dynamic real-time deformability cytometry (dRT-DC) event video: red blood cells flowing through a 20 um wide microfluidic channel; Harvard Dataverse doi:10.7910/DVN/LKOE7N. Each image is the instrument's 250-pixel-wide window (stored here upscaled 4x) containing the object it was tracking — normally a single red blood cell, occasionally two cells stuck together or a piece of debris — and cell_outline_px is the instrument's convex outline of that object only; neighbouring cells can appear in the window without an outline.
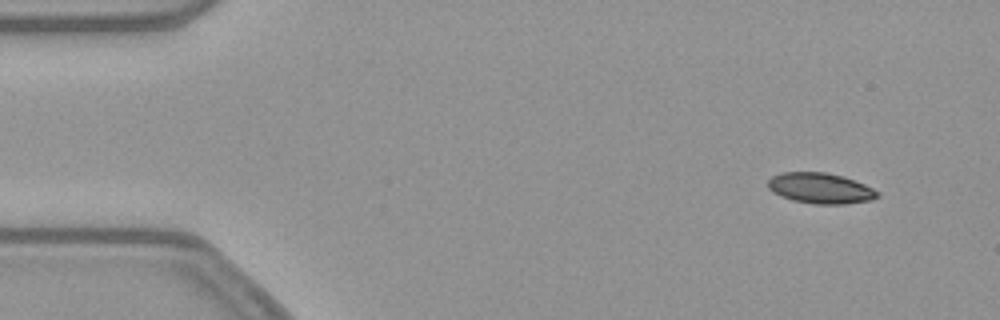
{"species": "common noctule bat (a hibernating species)", "species_latin": "Nyctalus noctula", "temperature_condition": "warm", "stored_images_in_passage": 50, "camera_frame_rate_fps": 3000, "um_per_image_px": 0.085, "animal": {"sex": "female", "body_mass_g": 21.9}, "frame": {"image": 1, "passage_image": 2, "time_ms": 0.333, "image_size_px": [1000, 320], "cell_outline_px": [[880, 196], [872, 200], [844, 204], [816, 204], [792, 200], [772, 192], [768, 188], [768, 180], [772, 176], [784, 172], [824, 172], [844, 176], [864, 184], [880, 192]], "centroid_in_image_um": [69.75, 16.0], "position_along_channel_um": 15.2, "area_um2": 19.59}}
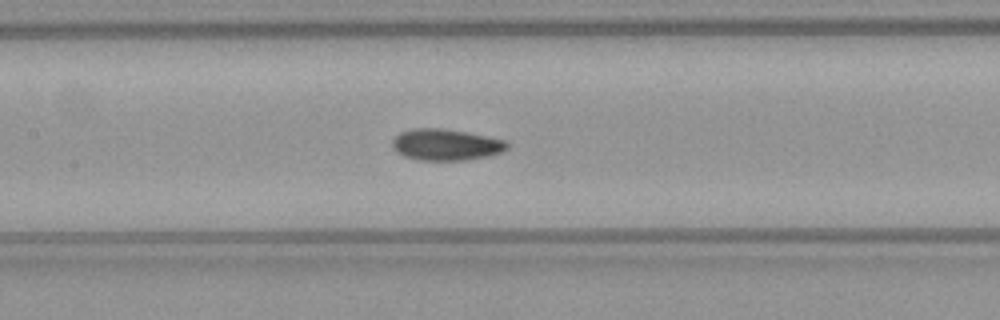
{"frame": {"image": 2, "passage_image": 22, "time_ms": 7.0, "image_size_px": [1000, 320], "cell_outline_px": [[508, 148], [500, 152], [484, 156], [464, 160], [420, 160], [404, 156], [396, 152], [392, 148], [392, 140], [400, 132], [412, 128], [444, 128], [468, 132], [504, 140], [508, 144]], "centroid_in_image_um": [37.84, 12.28], "position_along_channel_um": 169.6, "area_um2": 20.92}}
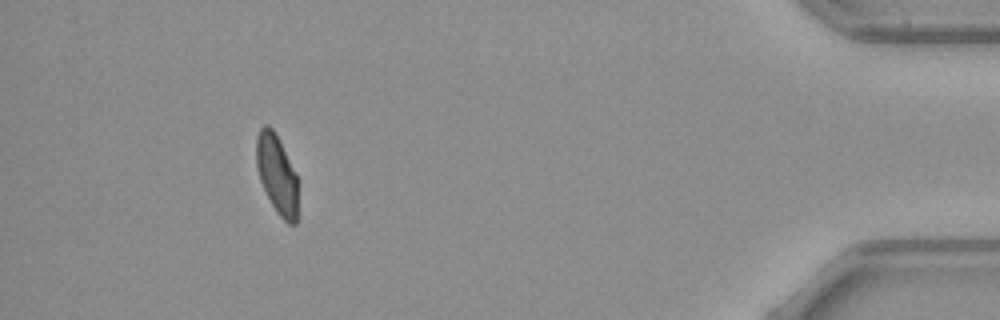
{"frame": {"image": 3, "passage_image": 46, "time_ms": 15.0, "image_size_px": [1000, 320], "cell_outline_px": [[296, 224], [288, 224], [276, 212], [260, 180], [256, 164], [256, 136], [260, 128], [264, 124], [268, 124], [272, 128], [296, 172]], "centroid_in_image_um": [23.51, 14.78], "position_along_channel_um": 411.7, "area_um2": 18.79}, "authors_computed_cell_mechanics": {"area_um2": 20.519, "velocity_mm_per_s": 3.8644, "shape_relaxation_time_tau1_ms": 5.5189, "shape_relaxation_time_tau2_ms": 2.256, "deformation_change_tau1": 0.1369, "deformation_change_tau2": 0.0636}}